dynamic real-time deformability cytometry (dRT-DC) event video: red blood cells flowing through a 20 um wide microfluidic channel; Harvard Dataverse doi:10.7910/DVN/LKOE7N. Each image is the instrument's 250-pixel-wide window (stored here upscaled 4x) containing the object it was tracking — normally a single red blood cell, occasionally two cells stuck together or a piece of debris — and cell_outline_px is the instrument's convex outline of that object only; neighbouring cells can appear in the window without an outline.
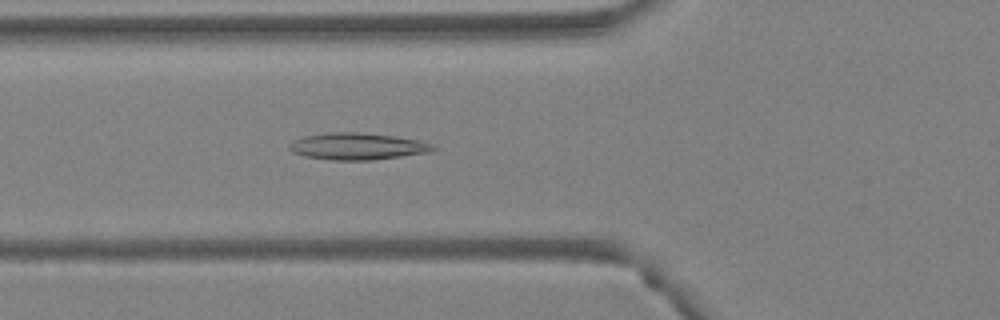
{"species": "Egyptian fruit bat (a non-hibernating species)", "species_latin": "Rousettus aegyptiacus", "temperature_condition": "warm", "stored_images_in_passage": 38, "camera_frame_rate_fps": 3000, "um_per_image_px": 0.085, "animal": {"sex": "female"}, "frame": {"image": 1, "passage_image": 8, "time_ms": 2.333, "image_size_px": [1000, 320], "cell_outline_px": [[436, 148], [432, 152], [372, 160], [332, 160], [304, 156], [292, 152], [288, 148], [288, 144], [304, 136], [328, 132], [360, 132], [396, 136], [416, 140], [432, 144]], "centroid_in_image_um": [30.37, 12.44], "position_along_channel_um": 95.4, "area_um2": 22.48}}
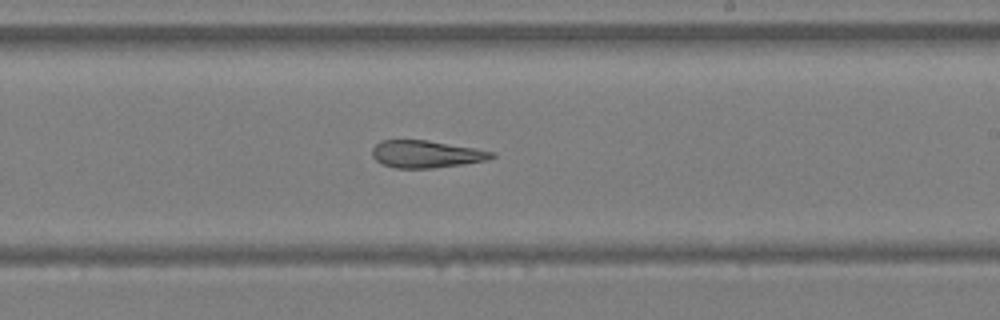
{"frame": {"image": 2, "passage_image": 19, "time_ms": 6.0, "image_size_px": [1000, 320], "cell_outline_px": [[496, 156], [484, 160], [460, 164], [432, 168], [396, 168], [384, 164], [376, 160], [372, 156], [372, 148], [380, 140], [428, 140], [496, 152]], "centroid_in_image_um": [36.19, 13.09], "position_along_channel_um": 252.8, "area_um2": 18.79}}
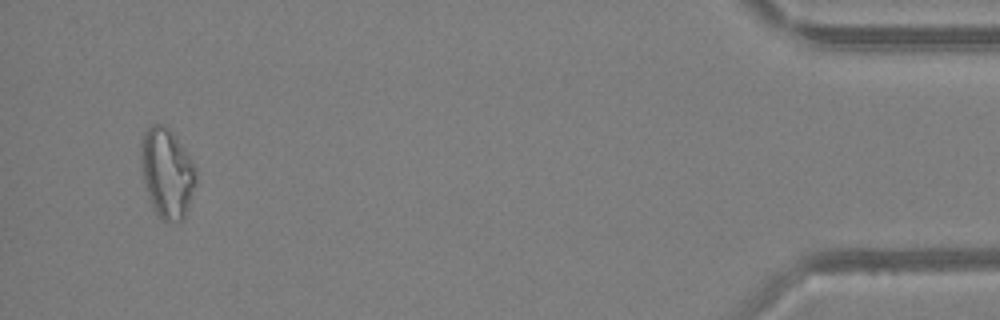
{"frame": {"image": 3, "passage_image": 36, "time_ms": 11.667, "image_size_px": [1000, 320], "cell_outline_px": [[196, 184], [188, 208], [184, 216], [180, 220], [164, 220], [156, 216], [152, 208], [144, 184], [140, 164], [140, 140], [144, 132], [152, 124], [164, 124], [176, 136], [192, 160], [196, 168]], "centroid_in_image_um": [14.17, 14.68], "position_along_channel_um": 421.0, "area_um2": 29.07}, "authors_computed_cell_mechanics": {"area_um2": 21.6172, "velocity_mm_per_s": 4.3062, "shape_relaxation_time_tau1_ms": null, "shape_relaxation_time_tau2_ms": 3.6513, "deformation_change_tau1": null, "deformation_change_tau2": 0.1348}}